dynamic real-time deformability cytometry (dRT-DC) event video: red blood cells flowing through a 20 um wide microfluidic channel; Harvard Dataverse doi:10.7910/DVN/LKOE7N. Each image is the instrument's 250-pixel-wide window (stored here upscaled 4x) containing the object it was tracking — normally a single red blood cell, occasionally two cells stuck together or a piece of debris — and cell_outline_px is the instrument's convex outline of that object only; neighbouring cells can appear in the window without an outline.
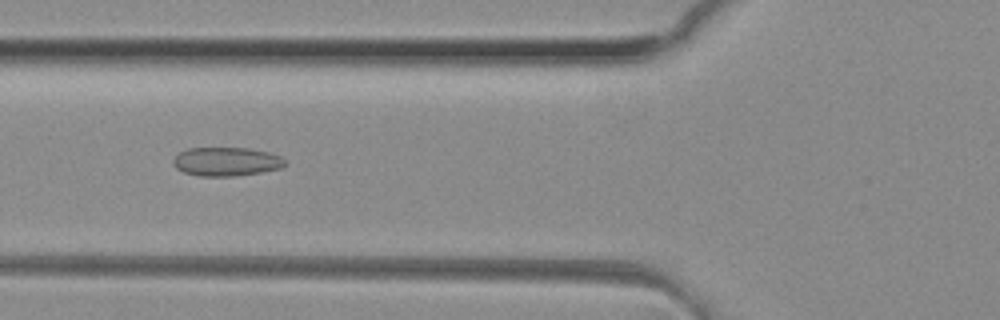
{"species": "common noctule bat (a hibernating species)", "species_latin": "Nyctalus noctula", "temperature_condition": "room temperature", "stored_images_in_passage": 49, "camera_frame_rate_fps": 3000, "um_per_image_px": 0.085, "animal": {"sex": "female", "body_mass_g": 29.2, "forearm_length_mm": 56.3}, "frame": {"image": 1, "passage_image": 18, "time_ms": 5.667, "image_size_px": [1000, 320], "cell_outline_px": [[288, 160], [280, 168], [260, 172], [236, 176], [200, 176], [184, 172], [176, 168], [172, 164], [172, 160], [180, 152], [188, 148], [248, 148], [268, 152], [280, 156]], "centroid_in_image_um": [19.23, 13.73], "position_along_channel_um": 106.6, "area_um2": 18.73}}
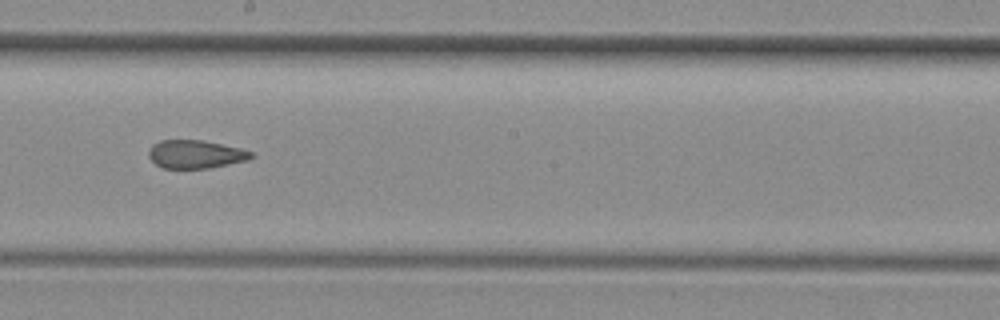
{"frame": {"image": 2, "passage_image": 27, "time_ms": 8.667, "image_size_px": [1000, 320], "cell_outline_px": [[252, 156], [248, 160], [208, 168], [164, 168], [156, 164], [148, 156], [148, 152], [152, 144], [160, 140], [204, 140], [240, 148], [252, 152]], "centroid_in_image_um": [16.6, 13.1], "position_along_channel_um": 231.6, "area_um2": 16.76}}
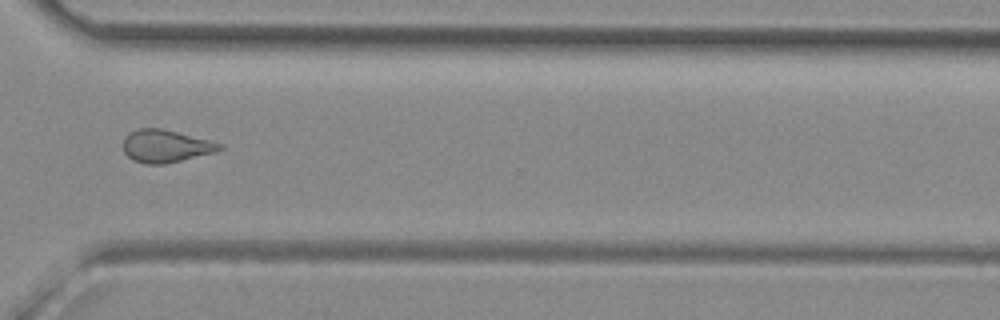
{"frame": {"image": 3, "passage_image": 36, "time_ms": 11.667, "image_size_px": [1000, 320], "cell_outline_px": [[224, 148], [216, 152], [164, 164], [144, 164], [132, 160], [124, 152], [124, 136], [140, 128], [160, 128], [212, 140], [224, 144]], "centroid_in_image_um": [14.12, 12.42], "position_along_channel_um": 356.5, "area_um2": 18.38}, "authors_computed_cell_mechanics": {"area_um2": 18.7272, "velocity_mm_per_s": 4.1583, "shape_relaxation_time_tau1_ms": null, "shape_relaxation_time_tau2_ms": 2.0729, "deformation_change_tau1": null, "deformation_change_tau2": 0.0924}}